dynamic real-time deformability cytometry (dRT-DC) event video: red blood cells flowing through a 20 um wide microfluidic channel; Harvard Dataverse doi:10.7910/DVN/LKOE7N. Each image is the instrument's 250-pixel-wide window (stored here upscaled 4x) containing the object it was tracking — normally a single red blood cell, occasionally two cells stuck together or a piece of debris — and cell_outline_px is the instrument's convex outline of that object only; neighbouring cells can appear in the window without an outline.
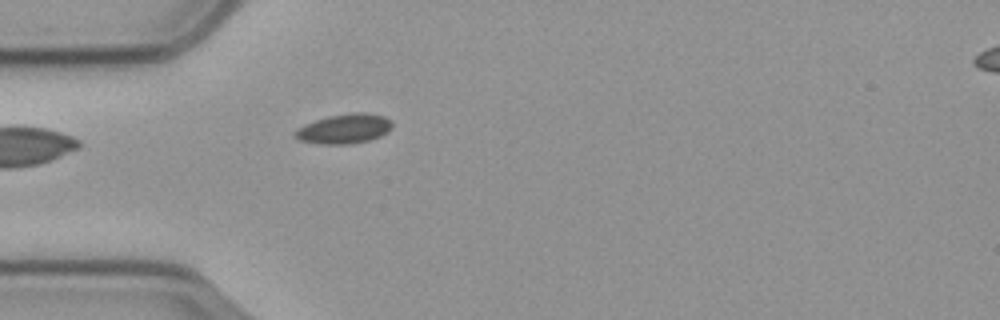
{"species": "common noctule bat (a hibernating species)", "species_latin": "Nyctalus noctula", "temperature_condition": "cold", "stored_images_in_passage": 39, "camera_frame_rate_fps": 3000, "um_per_image_px": 0.085, "animal": {"sex": "male", "body_mass_g": 23.1, "forearm_length_mm": 52.7}, "frame": {"image": 1, "passage_image": 1, "time_ms": 0.0, "image_size_px": [1000, 320], "cell_outline_px": [[392, 128], [388, 132], [380, 136], [368, 140], [348, 144], [320, 144], [300, 140], [292, 136], [292, 132], [296, 128], [304, 124], [328, 116], [352, 112], [368, 112], [384, 116], [392, 120]], "centroid_in_image_um": [29.25, 10.93], "position_along_channel_um": 55.8, "area_um2": 17.05}}
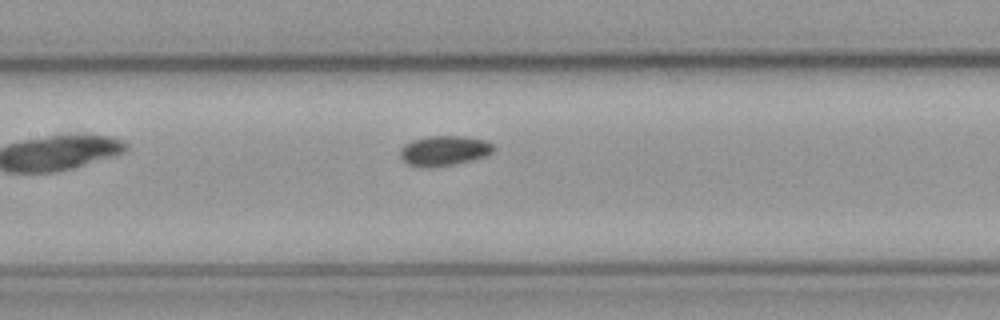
{"frame": {"image": 2, "passage_image": 11, "time_ms": 3.333, "image_size_px": [1000, 320], "cell_outline_px": [[496, 148], [492, 152], [484, 156], [472, 160], [452, 164], [424, 168], [408, 164], [400, 156], [400, 148], [404, 144], [412, 140], [428, 136], [464, 136], [484, 140], [492, 144]], "centroid_in_image_um": [37.73, 12.8], "position_along_channel_um": 169.7, "area_um2": 16.24}}
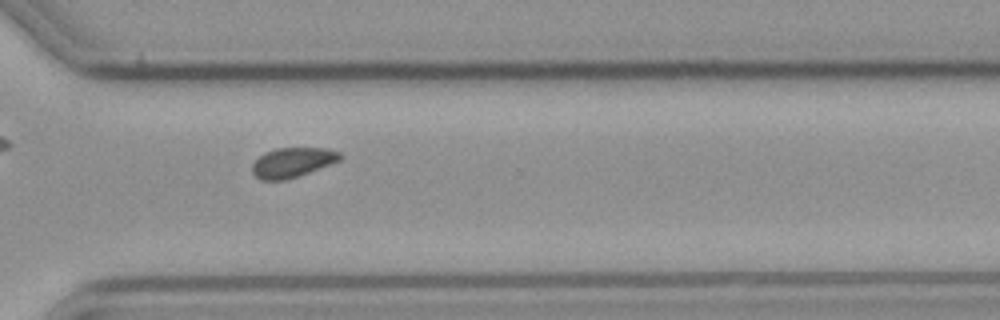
{"frame": {"image": 3, "passage_image": 26, "time_ms": 8.333, "image_size_px": [1000, 320], "cell_outline_px": [[344, 156], [340, 160], [308, 172], [284, 180], [260, 180], [252, 172], [252, 164], [264, 152], [276, 148], [328, 148], [340, 152]], "centroid_in_image_um": [24.86, 13.79], "position_along_channel_um": 345.7, "area_um2": 15.09}, "authors_computed_cell_mechanics": {"area_um2": 15.5482, "velocity_mm_per_s": 3.5362, "shape_relaxation_time_tau1_ms": 7.8885, "shape_relaxation_time_tau2_ms": 6.1588, "deformation_change_tau1": 0.0503, "deformation_change_tau2": 0.0867}}